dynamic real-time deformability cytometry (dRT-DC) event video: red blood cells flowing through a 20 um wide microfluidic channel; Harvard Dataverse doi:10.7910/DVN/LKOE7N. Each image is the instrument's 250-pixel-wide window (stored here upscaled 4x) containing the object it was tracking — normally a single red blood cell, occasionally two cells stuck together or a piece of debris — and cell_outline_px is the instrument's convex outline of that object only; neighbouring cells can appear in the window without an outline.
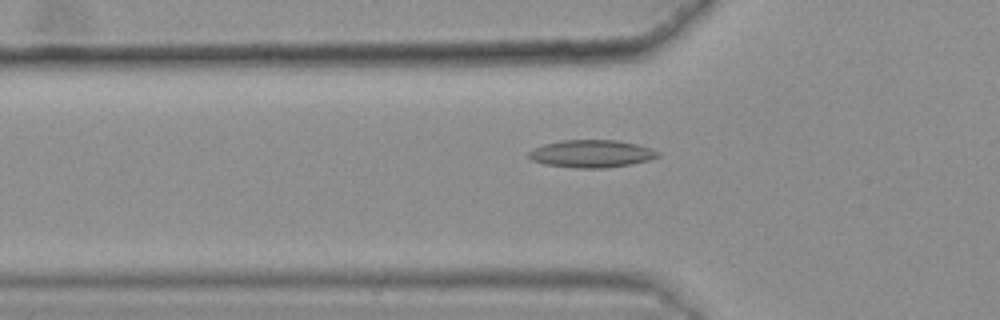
{"species": "common noctule bat (a hibernating species)", "species_latin": "Nyctalus noctula", "temperature_condition": "warm", "stored_images_in_passage": 51, "camera_frame_rate_fps": 3000, "um_per_image_px": 0.085, "animal": {"sex": "female", "body_mass_g": 25.1}, "frame": {"image": 1, "passage_image": 19, "time_ms": 6.0, "image_size_px": [1000, 320], "cell_outline_px": [[660, 156], [648, 160], [632, 164], [604, 168], [576, 168], [544, 164], [532, 160], [524, 156], [532, 148], [544, 144], [560, 140], [616, 140], [636, 144], [652, 148], [660, 152]], "centroid_in_image_um": [50.24, 13.06], "position_along_channel_um": 75.6, "area_um2": 20.98}}
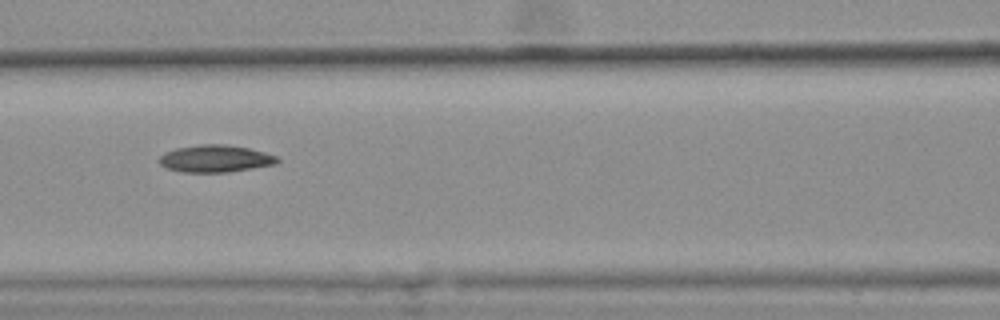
{"frame": {"image": 2, "passage_image": 25, "time_ms": 8.0, "image_size_px": [1000, 320], "cell_outline_px": [[280, 160], [276, 164], [228, 172], [180, 172], [164, 168], [156, 160], [164, 152], [176, 148], [200, 144], [228, 144], [248, 148], [264, 152], [276, 156]], "centroid_in_image_um": [18.25, 13.48], "position_along_channel_um": 148.4, "area_um2": 18.9}}
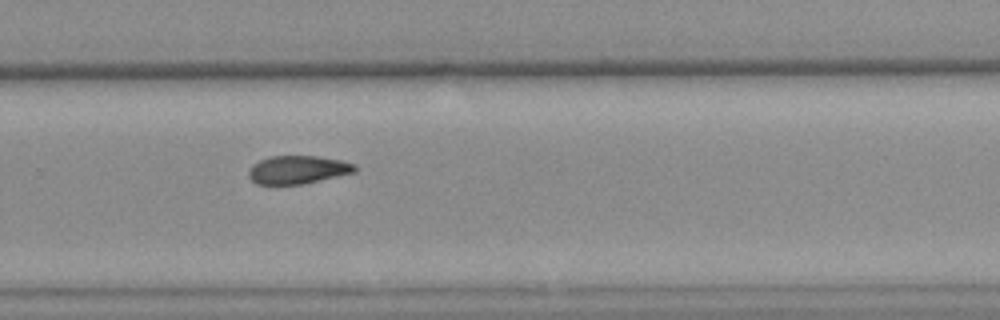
{"frame": {"image": 3, "passage_image": 38, "time_ms": 12.333, "image_size_px": [1000, 320], "cell_outline_px": [[356, 172], [304, 184], [256, 184], [248, 176], [248, 172], [252, 164], [260, 160], [272, 156], [316, 156], [340, 160], [356, 164]], "centroid_in_image_um": [25.31, 14.43], "position_along_channel_um": 304.5, "area_um2": 17.46}}